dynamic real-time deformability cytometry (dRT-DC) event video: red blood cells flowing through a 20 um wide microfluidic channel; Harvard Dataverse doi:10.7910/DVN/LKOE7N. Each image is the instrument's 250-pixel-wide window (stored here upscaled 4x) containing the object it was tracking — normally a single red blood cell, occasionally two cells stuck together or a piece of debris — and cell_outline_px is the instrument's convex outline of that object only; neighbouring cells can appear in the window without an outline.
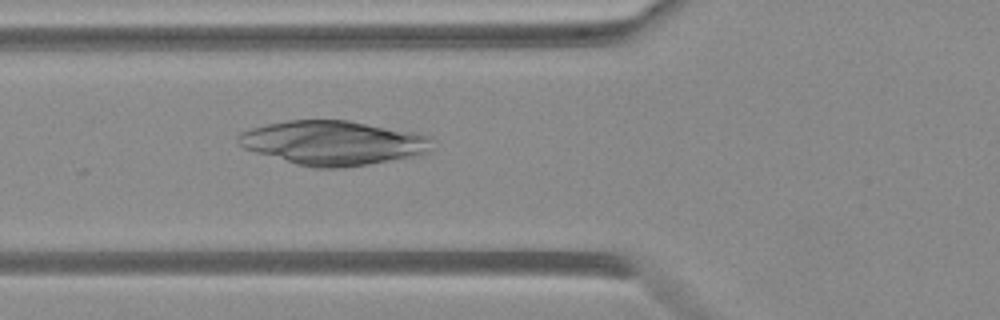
{"species": "Egyptian fruit bat (a non-hibernating species)", "species_latin": "Rousettus aegyptiacus", "temperature_condition": "warm", "stored_images_in_passage": 25, "camera_frame_rate_fps": 3000, "um_per_image_px": 0.085, "animal": {"sex": "female"}, "frame": {"image": 1, "passage_image": 18, "time_ms": 5.667, "image_size_px": [1000, 320], "cell_outline_px": [[432, 152], [416, 156], [368, 164], [340, 168], [312, 168], [296, 164], [256, 152], [244, 148], [236, 140], [236, 136], [240, 132], [252, 128], [268, 124], [288, 120], [348, 120], [416, 132], [432, 136]], "centroid_in_image_um": [28.36, 12.14], "position_along_channel_um": 97.4, "area_um2": 50.29}}
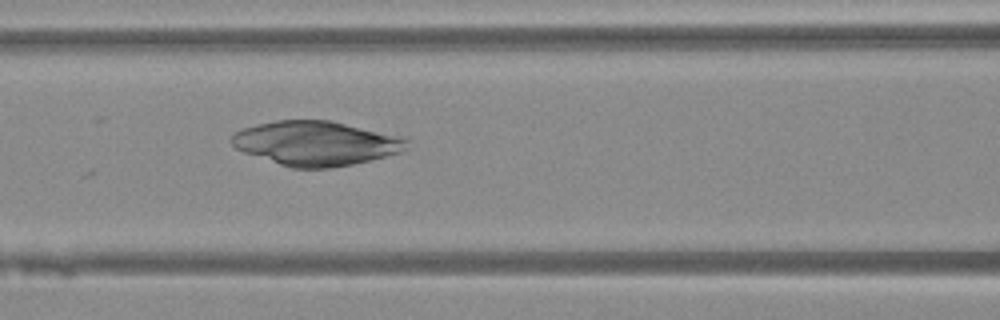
{"frame": {"image": 2, "passage_image": 21, "time_ms": 6.667, "image_size_px": [1000, 320], "cell_outline_px": [[408, 148], [404, 152], [352, 164], [328, 168], [292, 168], [244, 152], [236, 148], [228, 140], [236, 132], [244, 128], [256, 124], [276, 120], [332, 120], [404, 136], [408, 140]], "centroid_in_image_um": [26.91, 12.17], "position_along_channel_um": 139.7, "area_um2": 45.6}}
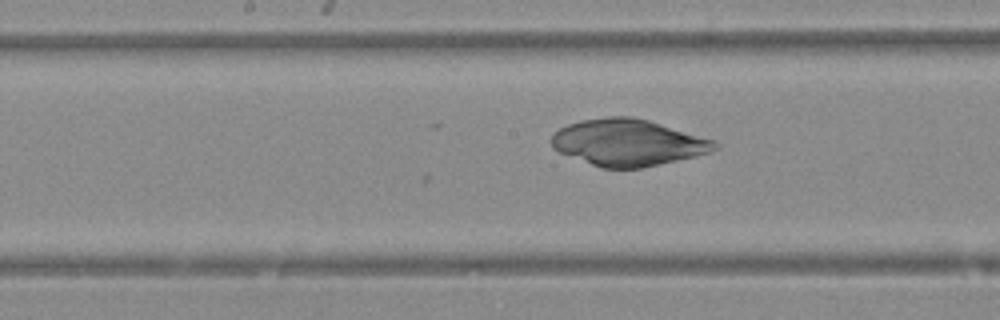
{"frame": {"image": 3, "passage_image": 25, "time_ms": 8.0, "image_size_px": [1000, 320], "cell_outline_px": [[720, 148], [696, 156], [640, 168], [604, 168], [592, 164], [560, 152], [552, 148], [552, 132], [568, 124], [580, 120], [608, 116], [632, 116], [648, 120], [716, 140], [720, 144]], "centroid_in_image_um": [53.4, 12.1], "position_along_channel_um": 194.8, "area_um2": 44.22}}